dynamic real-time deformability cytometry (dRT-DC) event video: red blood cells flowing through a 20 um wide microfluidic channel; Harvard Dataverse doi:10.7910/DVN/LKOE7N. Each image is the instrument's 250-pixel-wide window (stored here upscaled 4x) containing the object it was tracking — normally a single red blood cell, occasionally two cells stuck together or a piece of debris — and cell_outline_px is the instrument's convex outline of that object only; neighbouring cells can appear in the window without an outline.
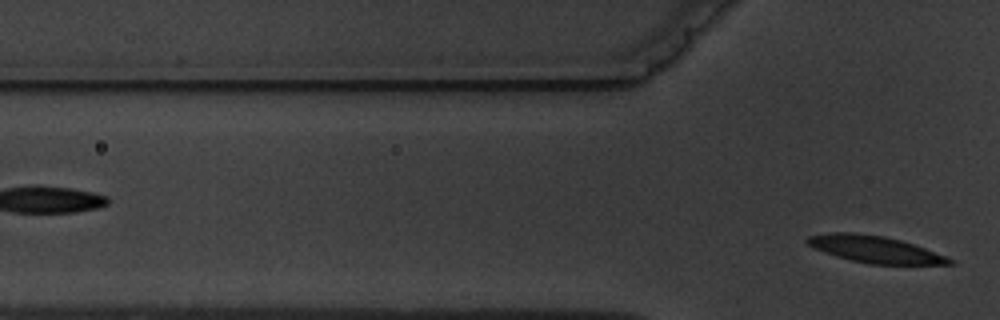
{"species": "common noctule bat (a hibernating species)", "species_latin": "Nyctalus noctula", "temperature_condition": "warm", "stored_images_in_passage": 6, "camera_frame_rate_fps": 3000, "um_per_image_px": 0.085, "animal": {"sex": "male", "body_mass_g": 19.5, "forearm_length_mm": 54.6}, "frame": {"image": 1, "passage_image": 6, "time_ms": 6.667, "image_size_px": [1000, 320], "cell_outline_px": [[956, 264], [868, 264], [836, 256], [824, 252], [808, 244], [804, 240], [808, 236], [828, 232], [856, 232], [884, 236], [900, 240], [924, 248], [956, 260]], "centroid_in_image_um": [74.36, 21.18], "position_along_channel_um": 51.4, "area_um2": 22.14}}